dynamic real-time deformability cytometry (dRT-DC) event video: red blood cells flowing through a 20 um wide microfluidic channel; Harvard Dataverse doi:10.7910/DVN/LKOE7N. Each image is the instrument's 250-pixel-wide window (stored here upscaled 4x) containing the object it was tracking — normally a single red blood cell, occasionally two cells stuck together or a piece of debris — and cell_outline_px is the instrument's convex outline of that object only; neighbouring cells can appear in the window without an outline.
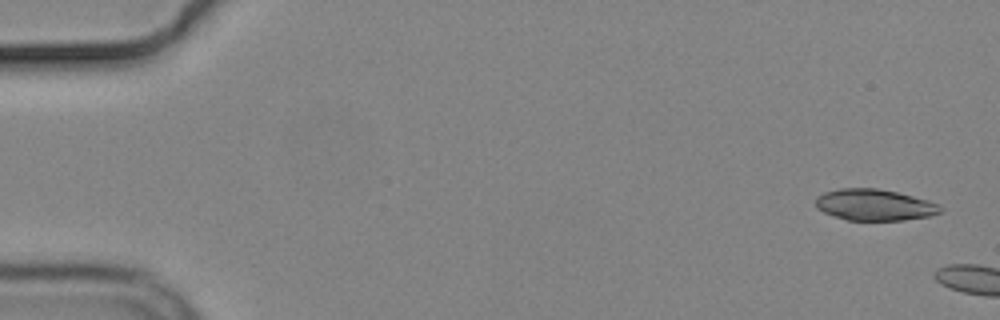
{"species": "common noctule bat (a hibernating species)", "species_latin": "Nyctalus noctula", "temperature_condition": "cold", "stored_images_in_passage": 6, "camera_frame_rate_fps": 3000, "um_per_image_px": 0.085, "animal": {"sex": "male", "body_mass_g": 19.2, "forearm_length_mm": 51.8}, "frame": {"image": 1, "passage_image": 1, "time_ms": 0.0, "image_size_px": [1000, 320], "cell_outline_px": [[944, 208], [940, 212], [928, 216], [904, 220], [848, 220], [824, 212], [816, 208], [816, 196], [824, 192], [840, 188], [876, 188], [896, 192], [928, 200], [940, 204]], "centroid_in_image_um": [74.33, 17.41], "position_along_channel_um": 10.7, "area_um2": 22.72}}